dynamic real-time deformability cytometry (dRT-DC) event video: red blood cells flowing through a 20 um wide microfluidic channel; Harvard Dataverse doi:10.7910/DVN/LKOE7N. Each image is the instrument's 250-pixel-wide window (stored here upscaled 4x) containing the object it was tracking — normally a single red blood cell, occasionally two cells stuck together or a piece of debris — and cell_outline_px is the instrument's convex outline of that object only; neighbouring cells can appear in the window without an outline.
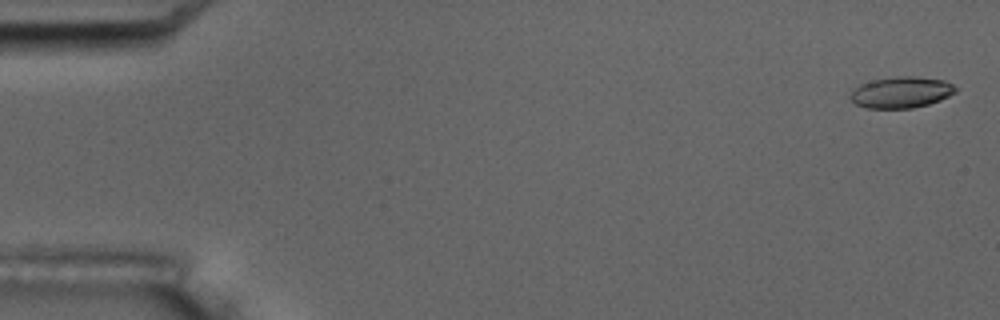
{"species": "common noctule bat (a hibernating species)", "species_latin": "Nyctalus noctula", "temperature_condition": "room temperature", "stored_images_in_passage": 7, "camera_frame_rate_fps": 3000, "um_per_image_px": 0.085, "animal": {"sex": "male", "body_mass_g": 17.5, "forearm_length_mm": 52.3}, "frame": {"image": 1, "passage_image": 1, "time_ms": 0.0, "image_size_px": [1000, 320], "cell_outline_px": [[956, 92], [940, 100], [928, 104], [912, 108], [868, 108], [856, 104], [848, 96], [860, 84], [876, 80], [896, 76], [912, 76], [944, 80], [952, 84], [956, 88]], "centroid_in_image_um": [76.61, 7.85], "position_along_channel_um": 8.4, "area_um2": 18.9}}